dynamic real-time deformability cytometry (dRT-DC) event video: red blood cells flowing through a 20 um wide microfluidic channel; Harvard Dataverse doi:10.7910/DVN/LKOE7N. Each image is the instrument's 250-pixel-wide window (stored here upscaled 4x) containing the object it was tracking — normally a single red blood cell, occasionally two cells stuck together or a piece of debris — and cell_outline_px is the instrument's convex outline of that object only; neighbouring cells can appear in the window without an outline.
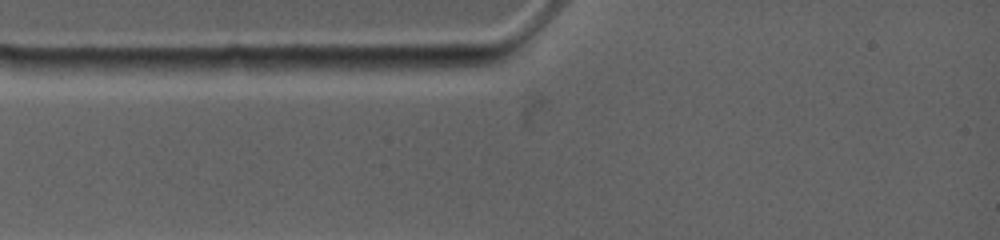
{"species": "common noctule bat (a hibernating species)", "species_latin": "Nyctalus noctula", "temperature_condition": "warm", "stored_images_in_passage": 1, "camera_frame_rate_fps": 4500, "um_per_image_px": 0.085, "animal": {"sex": "female", "body_mass_g": 19.0, "forearm_length_mm": 53.3}, "frame": {"image": 1, "passage_image": 1, "time_ms": 0.0, "image_size_px": [1000, 240], "cell_outline_px": [[488, 64], [460, 68], [372, 72], [360, 68], [372, 56], [480, 56], [488, 60]], "centroid_in_image_um": [35.77, 5.35], "position_along_channel_um": 49.2, "area_um2": 11.5}}